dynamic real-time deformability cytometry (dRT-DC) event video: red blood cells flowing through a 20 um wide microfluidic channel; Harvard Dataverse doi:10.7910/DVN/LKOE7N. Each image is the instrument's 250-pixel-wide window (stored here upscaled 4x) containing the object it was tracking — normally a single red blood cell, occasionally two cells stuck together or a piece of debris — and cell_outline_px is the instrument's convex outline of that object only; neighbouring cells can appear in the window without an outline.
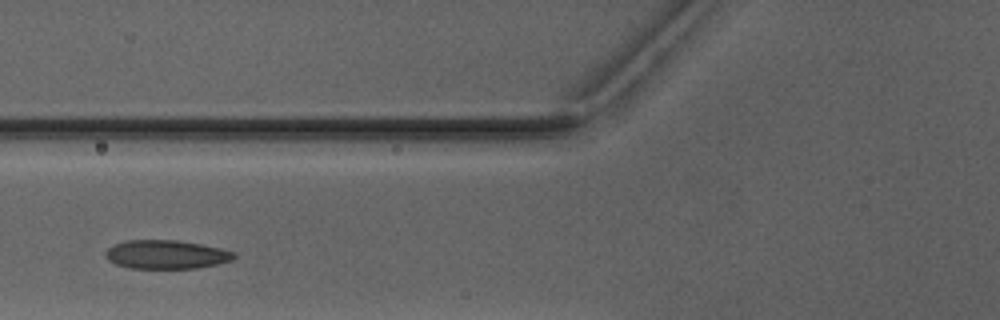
{"species": "Egyptian fruit bat (a non-hibernating species)", "species_latin": "Rousettus aegyptiacus", "temperature_condition": "warm", "stored_images_in_passage": 4, "camera_frame_rate_fps": 3000, "um_per_image_px": 0.085, "animal": {"sex": "male"}, "frame": {"image": 1, "passage_image": 3, "time_ms": 2.333, "image_size_px": [1000, 320], "cell_outline_px": [[236, 256], [232, 260], [216, 264], [196, 268], [128, 268], [116, 264], [108, 260], [104, 256], [104, 252], [112, 244], [128, 240], [176, 240], [200, 244], [220, 248], [236, 252]], "centroid_in_image_um": [14.09, 21.63], "position_along_channel_um": 111.7, "area_um2": 21.56}}
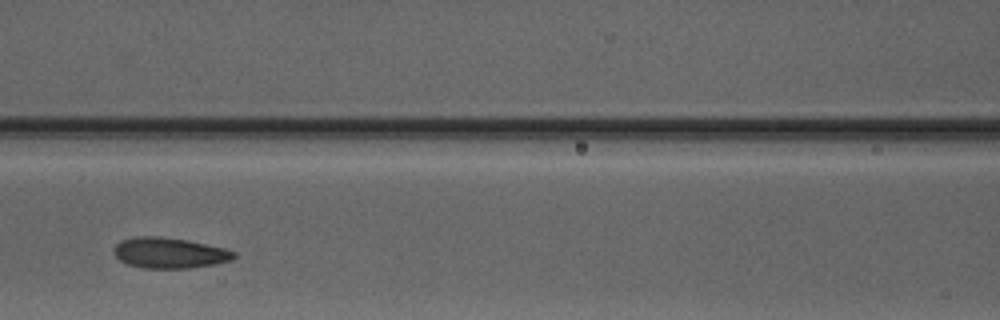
{"frame": {"image": 2, "passage_image": 4, "time_ms": 3.333, "image_size_px": [1000, 320], "cell_outline_px": [[236, 256], [232, 260], [216, 264], [192, 268], [140, 268], [128, 264], [120, 260], [112, 252], [112, 248], [120, 240], [136, 236], [160, 236], [188, 240], [224, 248], [236, 252]], "centroid_in_image_um": [14.38, 21.49], "position_along_channel_um": 152.2, "area_um2": 21.73}}